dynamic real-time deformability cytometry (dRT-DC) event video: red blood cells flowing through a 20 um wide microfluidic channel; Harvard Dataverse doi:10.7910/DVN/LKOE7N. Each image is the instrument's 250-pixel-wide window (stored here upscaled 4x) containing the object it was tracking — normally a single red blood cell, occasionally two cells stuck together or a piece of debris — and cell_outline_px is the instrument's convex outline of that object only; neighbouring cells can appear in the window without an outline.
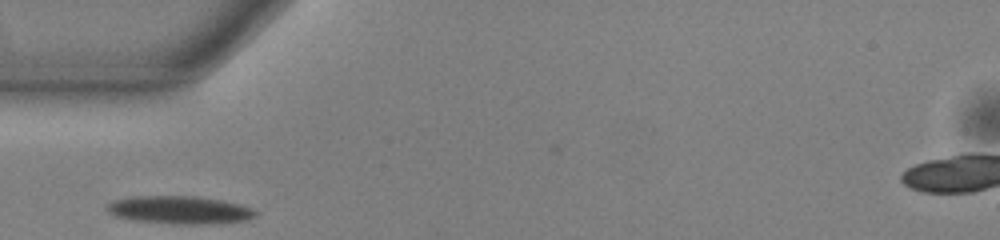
{"species": "common noctule bat (a hibernating species)", "species_latin": "Nyctalus noctula", "temperature_condition": "warm", "stored_images_in_passage": 25, "camera_frame_rate_fps": 3000, "um_per_image_px": 0.085, "animal": {"sex": "male", "body_mass_g": 13.0, "forearm_length_mm": 53.1}, "frame": {"image": 1, "passage_image": 1, "time_ms": 0.0, "image_size_px": [1000, 240], "cell_outline_px": [[256, 216], [248, 220], [208, 224], [176, 224], [132, 220], [116, 216], [108, 212], [104, 208], [112, 200], [132, 196], [196, 196], [220, 200], [240, 204], [252, 208], [256, 212]], "centroid_in_image_um": [15.24, 17.84], "position_along_channel_um": 69.8, "area_um2": 24.28}}
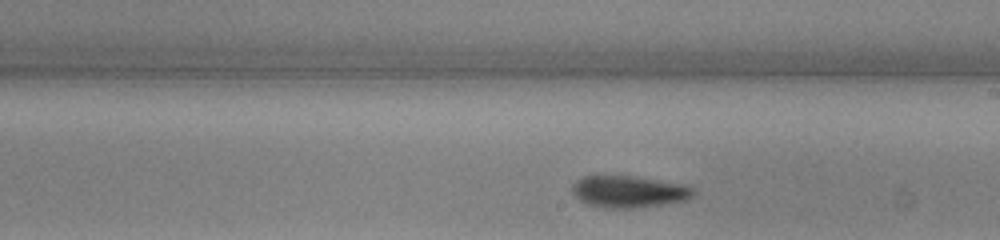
{"frame": {"image": 2, "passage_image": 14, "time_ms": 4.333, "image_size_px": [1000, 240], "cell_outline_px": [[696, 192], [688, 200], [660, 204], [628, 208], [604, 208], [588, 204], [580, 200], [572, 192], [572, 184], [576, 180], [584, 176], [632, 176], [684, 184], [696, 188]], "centroid_in_image_um": [53.47, 16.28], "position_along_channel_um": 235.5, "area_um2": 22.37}}
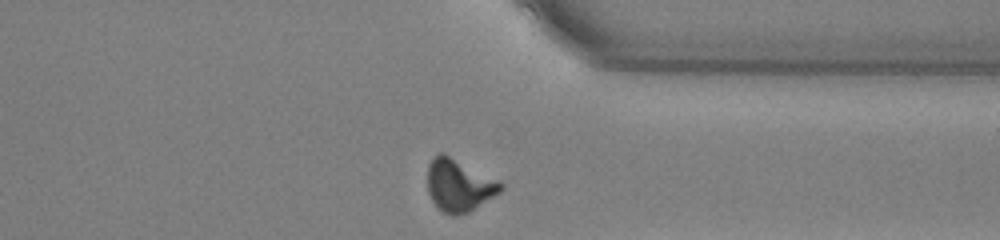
{"frame": {"image": 3, "passage_image": 25, "time_ms": 8.0, "image_size_px": [1000, 240], "cell_outline_px": [[504, 188], [500, 192], [468, 212], [456, 216], [452, 216], [436, 208], [428, 192], [428, 164], [432, 156], [436, 152], [444, 152], [504, 184]], "centroid_in_image_um": [38.97, 15.73], "position_along_channel_um": 372.4, "area_um2": 22.37}}